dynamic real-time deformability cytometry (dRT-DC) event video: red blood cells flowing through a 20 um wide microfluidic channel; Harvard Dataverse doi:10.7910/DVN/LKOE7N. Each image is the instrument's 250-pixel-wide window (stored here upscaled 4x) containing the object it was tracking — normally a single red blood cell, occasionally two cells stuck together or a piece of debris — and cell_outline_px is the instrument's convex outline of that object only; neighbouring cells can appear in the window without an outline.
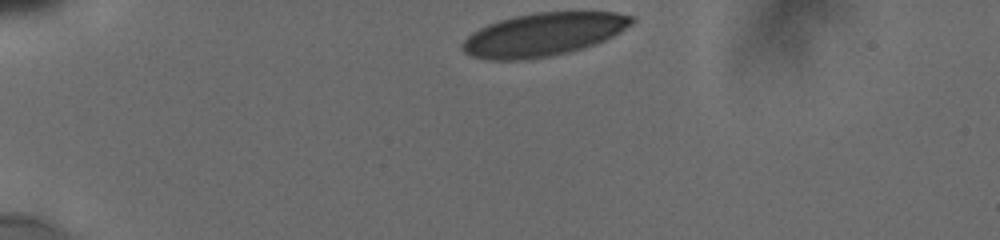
{"species": "human", "species_latin": "Homo sapiens", "temperature_condition": "cold", "stored_images_in_passage": 51, "camera_frame_rate_fps": 3000, "um_per_image_px": 0.085, "donor": {"sex": "male"}, "frame": {"image": 1, "passage_image": 1, "time_ms": 0.0, "image_size_px": [1000, 240], "cell_outline_px": [[636, 20], [632, 24], [620, 32], [604, 40], [568, 52], [548, 56], [520, 60], [488, 60], [472, 56], [464, 52], [460, 48], [460, 44], [472, 32], [488, 24], [500, 20], [516, 16], [536, 12], [616, 12], [632, 16]], "centroid_in_image_um": [46.15, 2.93], "position_along_channel_um": 38.8, "area_um2": 42.25}}
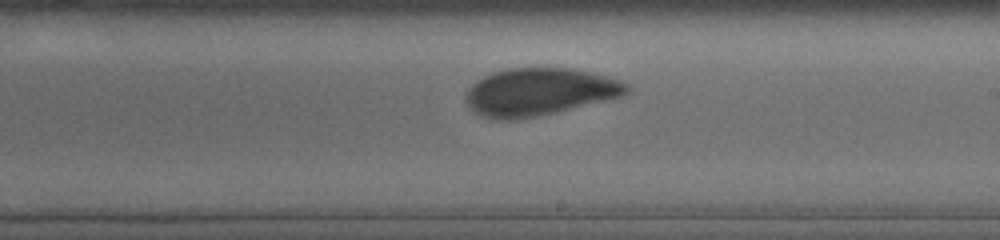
{"frame": {"image": 2, "passage_image": 36, "time_ms": 7.0, "image_size_px": [1000, 240], "cell_outline_px": [[628, 92], [620, 96], [556, 112], [516, 120], [496, 120], [484, 116], [476, 112], [464, 100], [464, 96], [468, 88], [476, 80], [492, 72], [508, 68], [568, 68], [596, 72], [628, 84]], "centroid_in_image_um": [45.8, 7.8], "position_along_channel_um": 243.2, "area_um2": 44.33}}
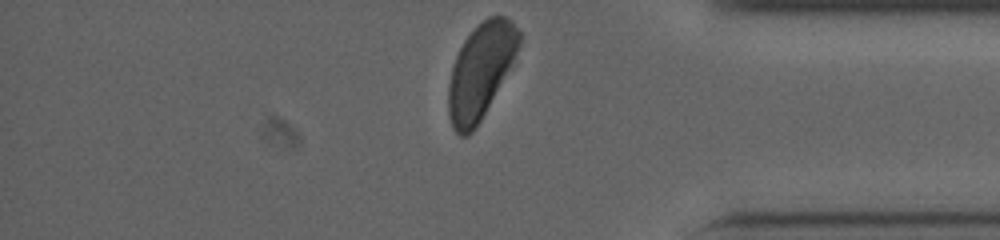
{"frame": {"image": 3, "passage_image": 51, "time_ms": 11.333, "image_size_px": [1000, 240], "cell_outline_px": [[520, 44], [508, 68], [480, 120], [472, 132], [468, 136], [460, 136], [452, 128], [448, 112], [448, 88], [452, 68], [456, 56], [464, 40], [488, 16], [504, 16], [512, 20], [520, 32]], "centroid_in_image_um": [40.82, 6.04], "position_along_channel_um": 394.4, "area_um2": 37.92}, "authors_computed_cell_mechanics": {"area_um2": 44.7372, "velocity_mm_per_s": 3.7998, "shape_relaxation_time_tau1_ms": 4.0329, "shape_relaxation_time_tau2_ms": null, "deformation_change_tau1": 0.1371, "deformation_change_tau2": null}}